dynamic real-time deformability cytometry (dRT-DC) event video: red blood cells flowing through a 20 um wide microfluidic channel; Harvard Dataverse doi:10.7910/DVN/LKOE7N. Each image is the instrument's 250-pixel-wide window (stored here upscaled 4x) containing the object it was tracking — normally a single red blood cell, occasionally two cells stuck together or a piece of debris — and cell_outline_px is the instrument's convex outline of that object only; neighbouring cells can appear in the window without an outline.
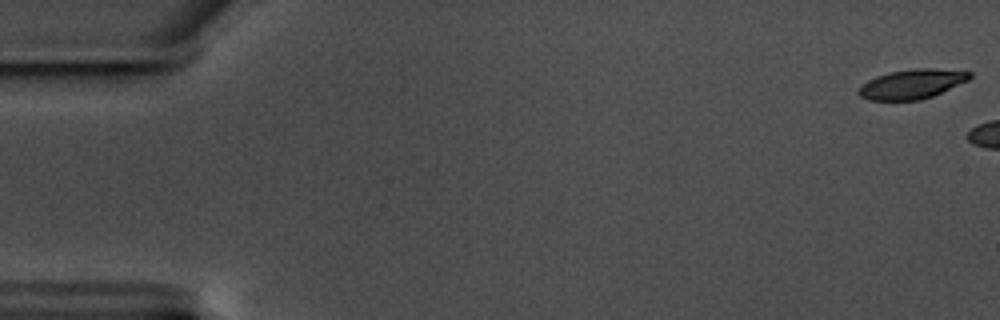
{"species": "common noctule bat (a hibernating species)", "species_latin": "Nyctalus noctula", "temperature_condition": "warm", "stored_images_in_passage": 22, "camera_frame_rate_fps": 3000, "um_per_image_px": 0.085, "animal": {"sex": "male", "body_mass_g": 17.5, "forearm_length_mm": 52.3}, "frame": {"image": 1, "passage_image": 1, "time_ms": 0.0, "image_size_px": [1000, 320], "cell_outline_px": [[972, 76], [968, 80], [932, 96], [920, 100], [868, 100], [860, 96], [860, 84], [876, 76], [888, 72], [912, 68], [932, 68], [972, 72]], "centroid_in_image_um": [77.5, 7.13], "position_along_channel_um": 7.5, "area_um2": 19.02}}
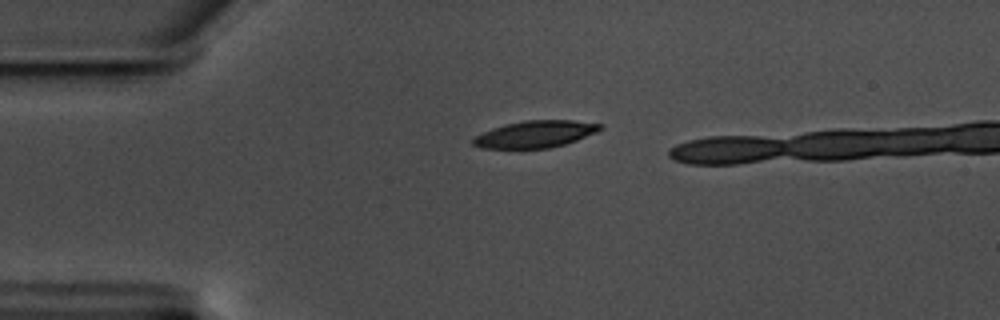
{"frame": {"image": 2, "passage_image": 14, "time_ms": 4.333, "image_size_px": [1000, 320], "cell_outline_px": [[604, 128], [596, 132], [576, 140], [564, 144], [548, 148], [480, 148], [472, 144], [472, 140], [476, 136], [492, 128], [524, 120], [572, 120], [604, 124]], "centroid_in_image_um": [45.52, 11.39], "position_along_channel_um": 39.5, "area_um2": 19.77}}
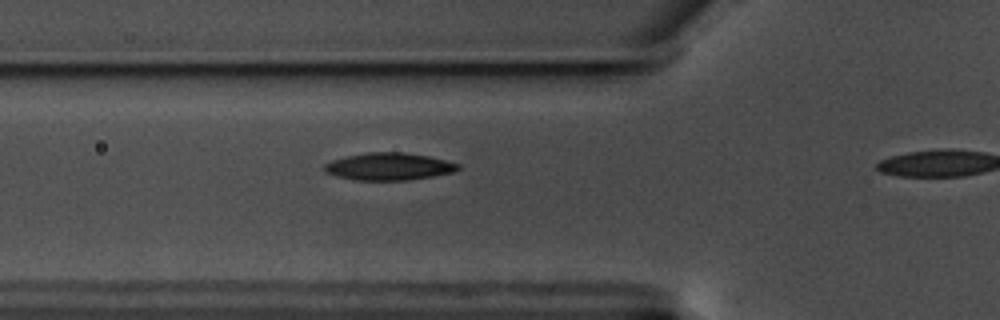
{"frame": {"image": 3, "passage_image": 21, "time_ms": 6.667, "image_size_px": [1000, 320], "cell_outline_px": [[460, 168], [456, 172], [408, 180], [356, 180], [324, 172], [324, 164], [332, 160], [348, 156], [368, 152], [400, 152], [428, 156], [460, 164]], "centroid_in_image_um": [33.08, 14.15], "position_along_channel_um": 92.7, "area_um2": 21.1}}